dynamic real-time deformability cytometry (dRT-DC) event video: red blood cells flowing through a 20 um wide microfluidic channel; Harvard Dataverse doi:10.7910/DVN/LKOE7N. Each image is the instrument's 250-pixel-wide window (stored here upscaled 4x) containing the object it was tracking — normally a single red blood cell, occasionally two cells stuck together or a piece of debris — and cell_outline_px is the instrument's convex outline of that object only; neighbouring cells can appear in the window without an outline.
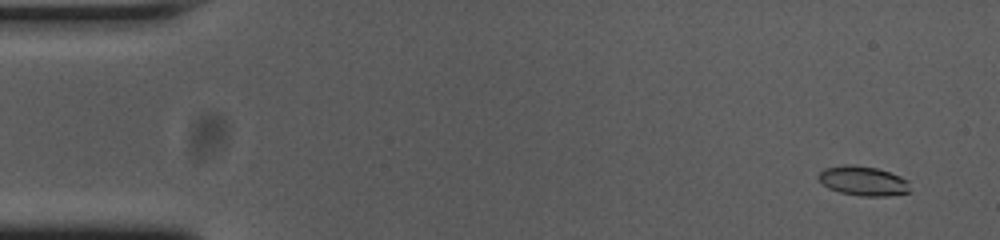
{"species": "common noctule bat (a hibernating species)", "species_latin": "Nyctalus noctula", "temperature_condition": "cold", "stored_images_in_passage": 55, "camera_frame_rate_fps": 3000, "um_per_image_px": 0.085, "animal": {"sex": "female", "body_mass_g": 23.0, "forearm_length_mm": 53.4}, "frame": {"image": 1, "passage_image": 4, "time_ms": 1.0, "image_size_px": [1000, 240], "cell_outline_px": [[908, 192], [888, 196], [860, 196], [840, 192], [828, 188], [816, 176], [824, 168], [844, 164], [848, 164], [876, 168], [900, 176], [908, 180]], "centroid_in_image_um": [73.33, 15.37], "position_along_channel_um": 11.7, "area_um2": 15.61}}
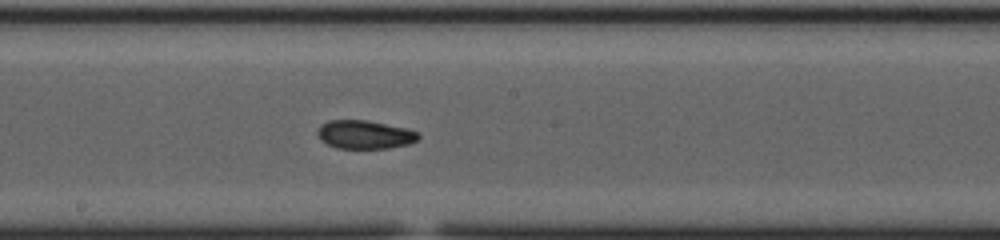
{"frame": {"image": 2, "passage_image": 30, "time_ms": 9.667, "image_size_px": [1000, 240], "cell_outline_px": [[420, 136], [416, 140], [408, 144], [388, 148], [336, 148], [320, 140], [316, 132], [320, 124], [328, 120], [368, 120], [404, 128], [416, 132]], "centroid_in_image_um": [30.94, 11.43], "position_along_channel_um": 217.3, "area_um2": 16.65}}
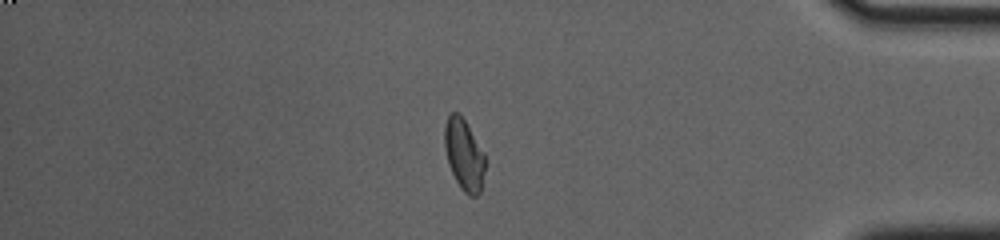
{"frame": {"image": 3, "passage_image": 47, "time_ms": 15.333, "image_size_px": [1000, 240], "cell_outline_px": [[484, 172], [480, 192], [476, 196], [468, 196], [460, 188], [448, 164], [444, 148], [444, 128], [448, 116], [452, 112], [460, 112], [484, 152]], "centroid_in_image_um": [39.42, 13.13], "position_along_channel_um": 395.8, "area_um2": 16.88}, "authors_computed_cell_mechanics": {"area_um2": 16.6464, "velocity_mm_per_s": 3.7502, "shape_relaxation_time_tau1_ms": 6.7103, "shape_relaxation_time_tau2_ms": 4.2043, "deformation_change_tau1": 0.175, "deformation_change_tau2": 0.0579}}